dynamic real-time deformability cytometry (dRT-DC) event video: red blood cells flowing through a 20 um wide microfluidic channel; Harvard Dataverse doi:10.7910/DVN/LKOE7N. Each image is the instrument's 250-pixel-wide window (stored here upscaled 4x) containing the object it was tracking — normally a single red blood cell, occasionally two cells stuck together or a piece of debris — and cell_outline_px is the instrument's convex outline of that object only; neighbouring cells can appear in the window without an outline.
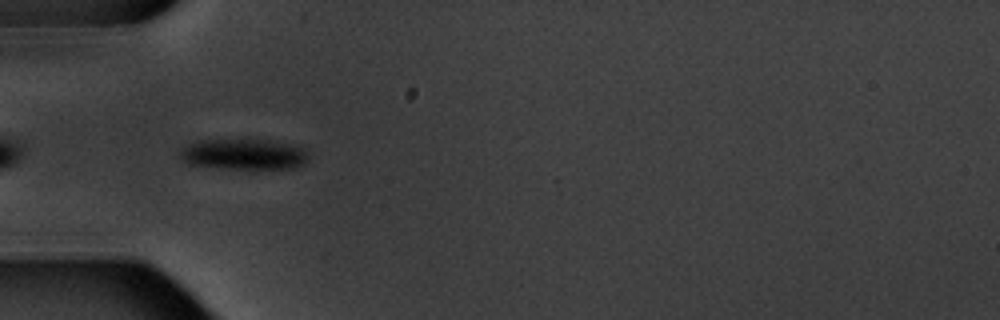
{"species": "common noctule bat (a hibernating species)", "species_latin": "Nyctalus noctula", "temperature_condition": "warm", "stored_images_in_passage": 15, "camera_frame_rate_fps": 3000, "um_per_image_px": 0.085, "animal": {"sex": "male", "body_mass_g": 20.1, "forearm_length_mm": 53.5}, "frame": {"image": 1, "passage_image": 5, "time_ms": 5.667, "image_size_px": [1000, 320], "cell_outline_px": [[308, 160], [304, 164], [296, 168], [220, 168], [188, 164], [180, 156], [180, 152], [184, 148], [200, 140], [268, 140], [308, 148]], "centroid_in_image_um": [20.8, 13.12], "position_along_channel_um": 64.2, "area_um2": 22.77}}
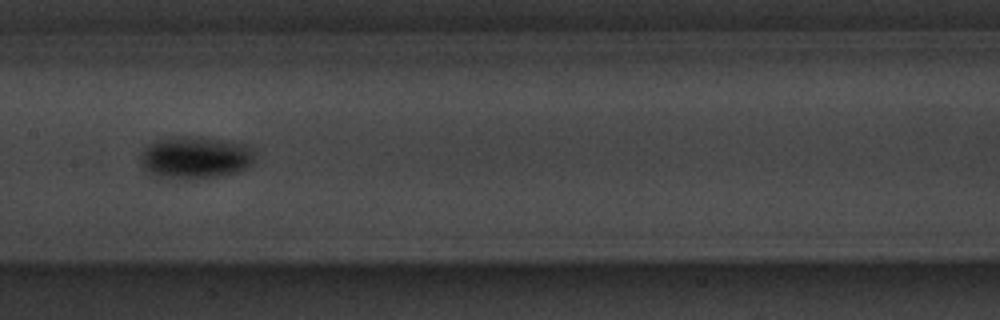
{"frame": {"image": 2, "passage_image": 8, "time_ms": 9.333, "image_size_px": [1000, 320], "cell_outline_px": [[252, 164], [236, 172], [220, 176], [156, 176], [148, 172], [144, 168], [140, 160], [140, 156], [144, 148], [148, 144], [156, 140], [176, 136], [200, 136], [228, 140], [244, 144], [252, 148]], "centroid_in_image_um": [16.59, 13.32], "position_along_channel_um": 190.8, "area_um2": 27.51}}
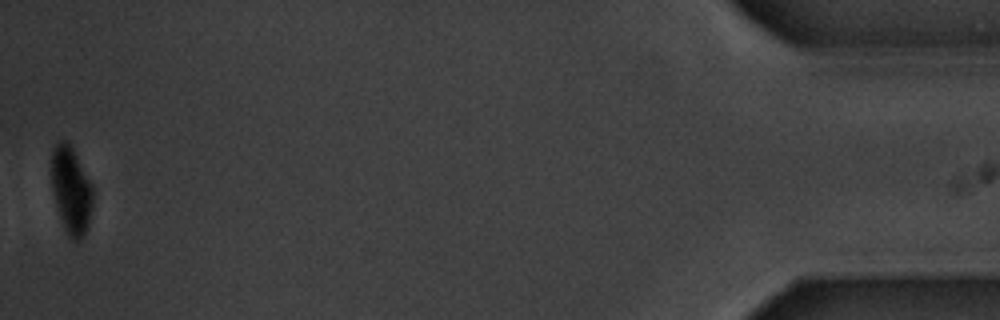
{"frame": {"image": 3, "passage_image": 15, "time_ms": 18.667, "image_size_px": [1000, 320], "cell_outline_px": [[92, 204], [88, 228], [84, 236], [80, 240], [72, 240], [68, 236], [64, 228], [56, 204], [52, 188], [52, 148], [60, 140], [68, 140], [92, 184]], "centroid_in_image_um": [6.05, 16.18], "position_along_channel_um": 429.1, "area_um2": 20.92}, "authors_computed_cell_mechanics": {"area_um2": 25.0852, "velocity_mm_per_s": 3.4872, "shape_relaxation_time_tau1_ms": 1.3962, "shape_relaxation_time_tau2_ms": null, "deformation_change_tau1": 0.0912, "deformation_change_tau2": null}}